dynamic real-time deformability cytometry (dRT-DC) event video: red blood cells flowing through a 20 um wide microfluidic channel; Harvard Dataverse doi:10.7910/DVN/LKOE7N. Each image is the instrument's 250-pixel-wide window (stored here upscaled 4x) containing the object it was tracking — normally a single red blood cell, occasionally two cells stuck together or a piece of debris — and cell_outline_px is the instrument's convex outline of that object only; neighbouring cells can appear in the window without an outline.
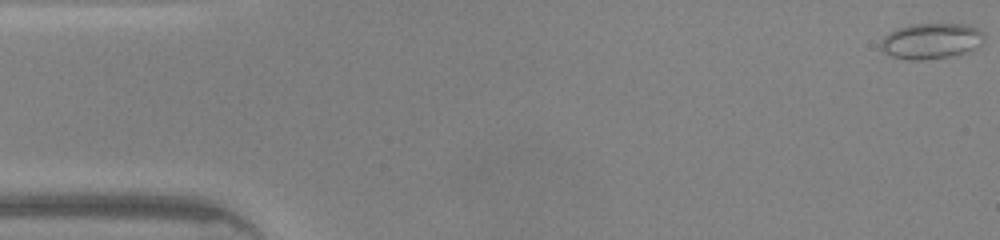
{"species": "common noctule bat (a hibernating species)", "species_latin": "Nyctalus noctula", "temperature_condition": "warm", "stored_images_in_passage": 46, "camera_frame_rate_fps": 3000, "um_per_image_px": 0.085, "animal": {"sex": "male", "body_mass_g": 20.0, "forearm_length_mm": 53.3}, "frame": {"image": 1, "passage_image": 1, "time_ms": 0.0, "image_size_px": [1000, 240], "cell_outline_px": [[984, 40], [980, 44], [968, 52], [956, 56], [924, 60], [908, 60], [892, 56], [884, 52], [880, 48], [880, 40], [888, 32], [896, 28], [908, 24], [964, 24], [976, 28], [984, 32]], "centroid_in_image_um": [79.12, 3.49], "position_along_channel_um": 5.9, "area_um2": 21.91}}
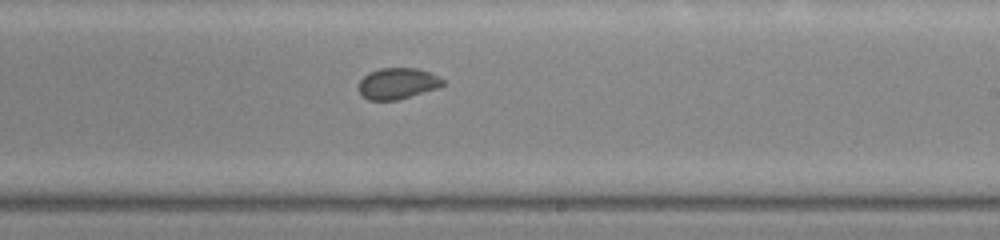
{"frame": {"image": 2, "passage_image": 27, "time_ms": 8.667, "image_size_px": [1000, 240], "cell_outline_px": [[444, 84], [440, 88], [396, 100], [368, 100], [360, 92], [360, 80], [368, 72], [380, 68], [416, 68], [440, 76], [444, 80]], "centroid_in_image_um": [33.83, 7.09], "position_along_channel_um": 255.2, "area_um2": 15.26}}
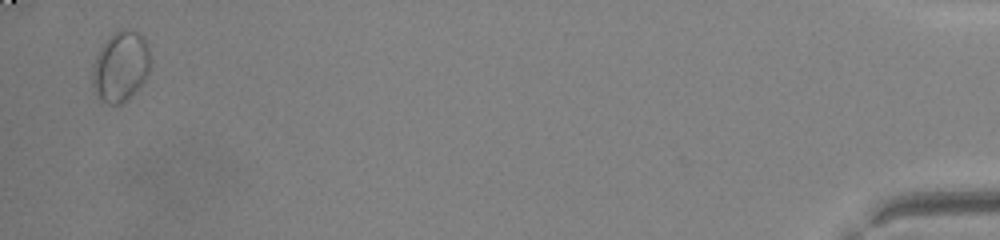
{"frame": {"image": 3, "passage_image": 45, "time_ms": 14.667, "image_size_px": [1000, 240], "cell_outline_px": [[152, 60], [148, 72], [140, 88], [120, 104], [108, 104], [100, 100], [92, 92], [92, 68], [96, 56], [104, 40], [112, 32], [136, 32], [144, 36], [148, 44]], "centroid_in_image_um": [10.24, 5.68], "position_along_channel_um": 425.0, "area_um2": 24.04}, "authors_computed_cell_mechanics": {"area_um2": 16.8198, "velocity_mm_per_s": 4.3951, "shape_relaxation_time_tau1_ms": 2.5195, "shape_relaxation_time_tau2_ms": 1.1326, "deformation_change_tau1": 0.056, "deformation_change_tau2": 0.0353}}